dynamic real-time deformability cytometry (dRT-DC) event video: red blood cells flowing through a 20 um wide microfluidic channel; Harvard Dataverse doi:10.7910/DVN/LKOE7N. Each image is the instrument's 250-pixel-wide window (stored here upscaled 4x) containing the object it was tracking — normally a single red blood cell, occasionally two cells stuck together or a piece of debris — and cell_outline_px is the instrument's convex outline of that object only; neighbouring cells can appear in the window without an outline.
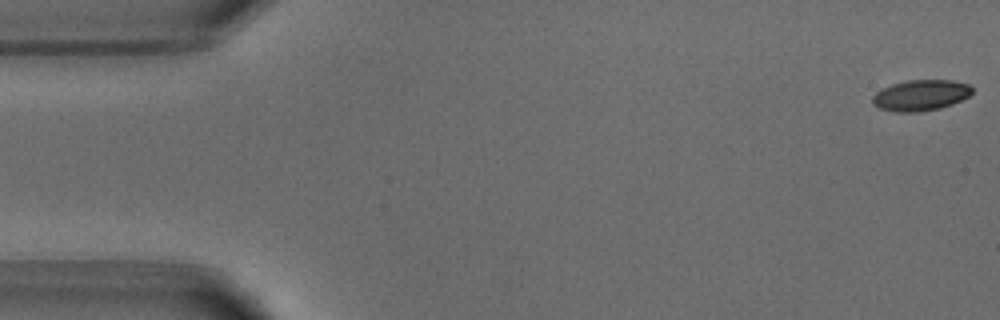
{"species": "common noctule bat (a hibernating species)", "species_latin": "Nyctalus noctula", "temperature_condition": "warm", "stored_images_in_passage": 52, "camera_frame_rate_fps": 3000, "um_per_image_px": 0.085, "animal": {"sex": "male", "body_mass_g": 18.8}, "frame": {"image": 1, "passage_image": 1, "time_ms": 0.0, "image_size_px": [1000, 320], "cell_outline_px": [[972, 92], [968, 96], [952, 104], [940, 108], [916, 112], [892, 112], [880, 108], [872, 104], [872, 96], [876, 92], [892, 84], [908, 80], [952, 80], [968, 84], [972, 88]], "centroid_in_image_um": [78.23, 8.1], "position_along_channel_um": 6.8, "area_um2": 17.86}}
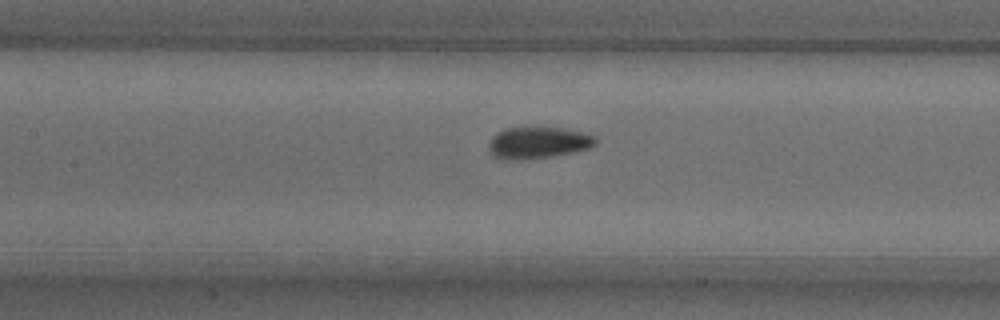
{"frame": {"image": 2, "passage_image": 23, "time_ms": 7.333, "image_size_px": [1000, 320], "cell_outline_px": [[596, 144], [588, 148], [572, 152], [552, 156], [512, 160], [500, 160], [492, 156], [488, 144], [492, 136], [496, 132], [504, 128], [560, 128], [580, 132], [596, 136]], "centroid_in_image_um": [45.67, 12.14], "position_along_channel_um": 161.7, "area_um2": 19.54}}
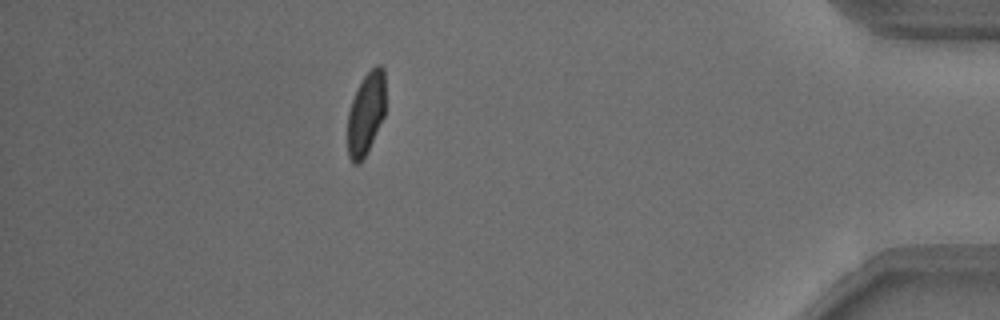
{"frame": {"image": 3, "passage_image": 46, "time_ms": 15.0, "image_size_px": [1000, 320], "cell_outline_px": [[384, 116], [368, 152], [360, 164], [352, 164], [348, 156], [348, 112], [352, 100], [364, 76], [376, 64], [380, 64], [384, 68]], "centroid_in_image_um": [31.1, 9.7], "position_along_channel_um": 404.1, "area_um2": 18.21}, "authors_computed_cell_mechanics": {"area_um2": 19.4208, "velocity_mm_per_s": 3.8305, "shape_relaxation_time_tau1_ms": 3.8534, "shape_relaxation_time_tau2_ms": 0.7799, "deformation_change_tau1": 0.127, "deformation_change_tau2": 0.0604}}